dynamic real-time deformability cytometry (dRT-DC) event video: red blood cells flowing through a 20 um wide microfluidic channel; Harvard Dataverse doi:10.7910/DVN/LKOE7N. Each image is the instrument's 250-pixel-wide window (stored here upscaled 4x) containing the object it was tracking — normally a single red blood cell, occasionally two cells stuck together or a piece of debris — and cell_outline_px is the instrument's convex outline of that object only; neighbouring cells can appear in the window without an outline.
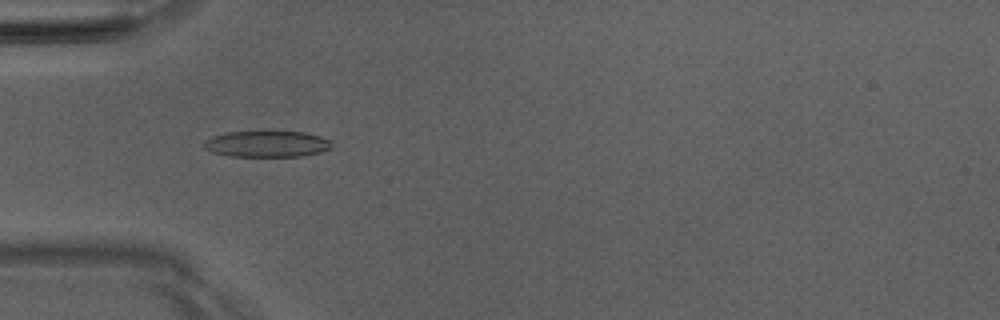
{"species": "Egyptian fruit bat (a non-hibernating species)", "species_latin": "Rousettus aegyptiacus", "temperature_condition": "room temperature", "stored_images_in_passage": 50, "camera_frame_rate_fps": 3000, "um_per_image_px": 0.085, "animal": {"sex": "male"}, "frame": {"image": 1, "passage_image": 15, "time_ms": 4.667, "image_size_px": [1000, 320], "cell_outline_px": [[332, 148], [320, 152], [300, 156], [232, 156], [212, 152], [204, 148], [204, 140], [212, 136], [228, 132], [268, 128], [304, 132], [320, 136], [328, 140], [332, 144]], "centroid_in_image_um": [22.67, 12.18], "position_along_channel_um": 62.3, "area_um2": 20.4}}
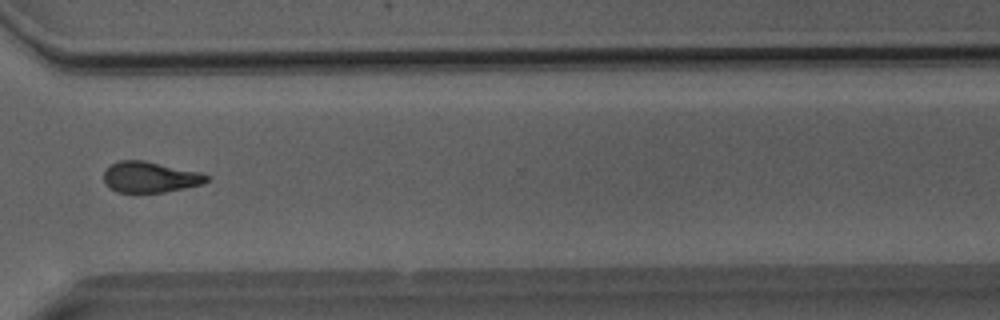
{"frame": {"image": 2, "passage_image": 37, "time_ms": 12.0, "image_size_px": [1000, 320], "cell_outline_px": [[212, 176], [204, 184], [164, 192], [116, 192], [104, 180], [104, 172], [112, 164], [120, 160], [144, 160], [200, 172]], "centroid_in_image_um": [12.81, 15.05], "position_along_channel_um": 357.8, "area_um2": 18.38}}
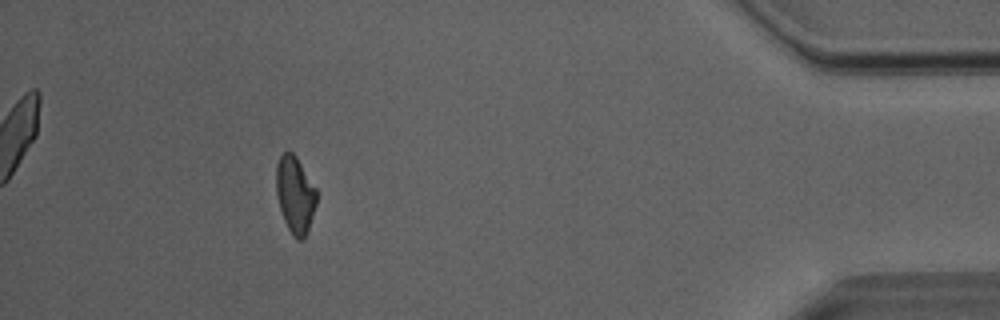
{"frame": {"image": 3, "passage_image": 45, "time_ms": 14.667, "image_size_px": [1000, 320], "cell_outline_px": [[316, 204], [304, 240], [296, 240], [292, 236], [284, 220], [280, 208], [276, 192], [276, 164], [280, 156], [288, 148], [296, 156], [316, 188]], "centroid_in_image_um": [25.07, 16.53], "position_along_channel_um": 410.1, "area_um2": 18.09}, "authors_computed_cell_mechanics": {"area_um2": 18.9295, "velocity_mm_per_s": 4.0641, "shape_relaxation_time_tau1_ms": 9.3386, "shape_relaxation_time_tau2_ms": 2.8896, "deformation_change_tau1": 0.2133, "deformation_change_tau2": 0.1066}}